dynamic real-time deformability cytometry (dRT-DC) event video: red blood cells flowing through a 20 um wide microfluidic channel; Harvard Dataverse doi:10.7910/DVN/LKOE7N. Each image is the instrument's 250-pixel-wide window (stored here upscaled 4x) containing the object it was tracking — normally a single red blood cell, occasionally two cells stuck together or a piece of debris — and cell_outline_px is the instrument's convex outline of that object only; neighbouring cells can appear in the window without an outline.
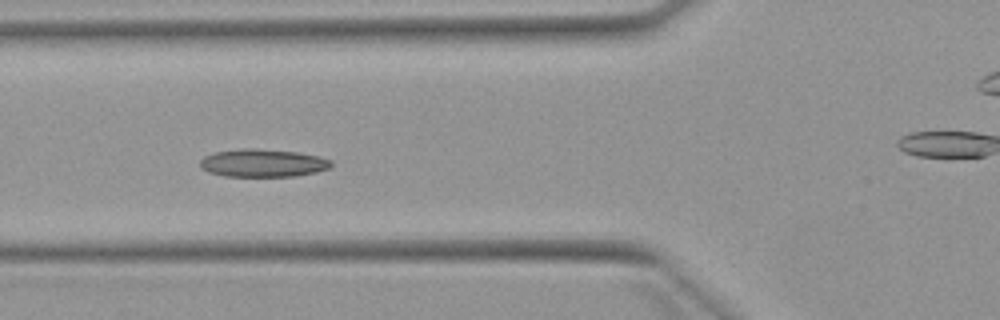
{"species": "Egyptian fruit bat (a non-hibernating species)", "species_latin": "Rousettus aegyptiacus", "temperature_condition": "warm", "stored_images_in_passage": 7, "segment_of_instrument_passage": [1, 2], "camera_frame_rate_fps": 3000, "um_per_image_px": 0.085, "animal": {"sex": "female"}, "frame": {"image": 1, "passage_image": 5, "time_ms": 5.333, "image_size_px": [1000, 320], "cell_outline_px": [[332, 164], [328, 168], [316, 172], [296, 176], [224, 176], [208, 172], [200, 168], [200, 160], [204, 156], [212, 152], [240, 148], [256, 148], [296, 152], [320, 156], [332, 160]], "centroid_in_image_um": [22.31, 13.85], "position_along_channel_um": 103.5, "area_um2": 21.5}}
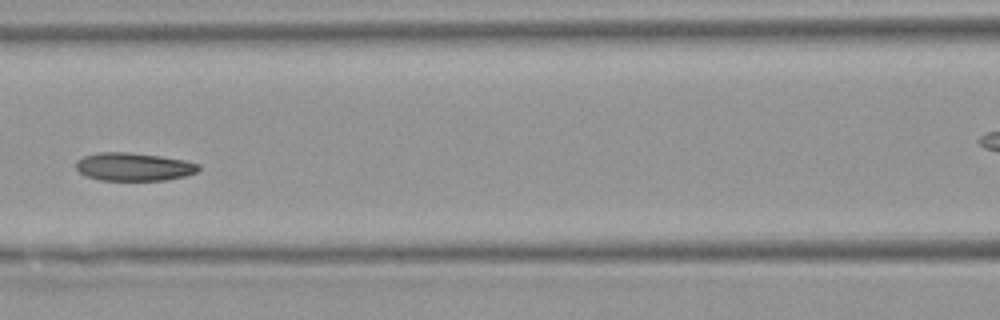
{"frame": {"image": 2, "passage_image": 6, "time_ms": 6.667, "image_size_px": [1000, 320], "cell_outline_px": [[200, 168], [196, 172], [184, 176], [168, 180], [100, 180], [84, 176], [76, 168], [76, 160], [84, 156], [96, 152], [128, 152], [160, 156], [184, 160], [200, 164]], "centroid_in_image_um": [11.34, 14.17], "position_along_channel_um": 155.3, "area_um2": 20.17}}